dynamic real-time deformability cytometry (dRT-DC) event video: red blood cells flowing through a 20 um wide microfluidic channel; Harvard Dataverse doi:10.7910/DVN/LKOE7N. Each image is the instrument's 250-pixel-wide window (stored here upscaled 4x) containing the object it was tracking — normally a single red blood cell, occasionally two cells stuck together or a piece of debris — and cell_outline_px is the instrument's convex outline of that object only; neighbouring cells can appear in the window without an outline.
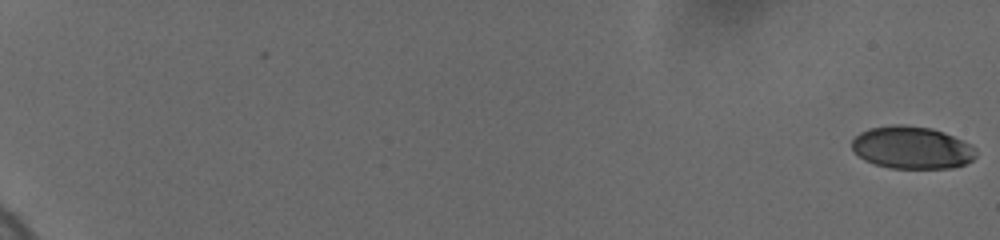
{"species": "human", "species_latin": "Homo sapiens", "temperature_condition": "cold", "stored_images_in_passage": 54, "camera_frame_rate_fps": 3000, "um_per_image_px": 0.085, "donor": {"sex": "female"}, "frame": {"image": 1, "passage_image": 1, "time_ms": 0.0, "image_size_px": [1000, 240], "cell_outline_px": [[976, 156], [972, 160], [964, 164], [952, 168], [888, 168], [864, 160], [852, 148], [852, 140], [860, 132], [868, 128], [892, 124], [904, 124], [932, 128], [944, 132], [972, 144], [976, 148]], "centroid_in_image_um": [77.53, 12.53], "position_along_channel_um": 7.5, "area_um2": 30.92}}
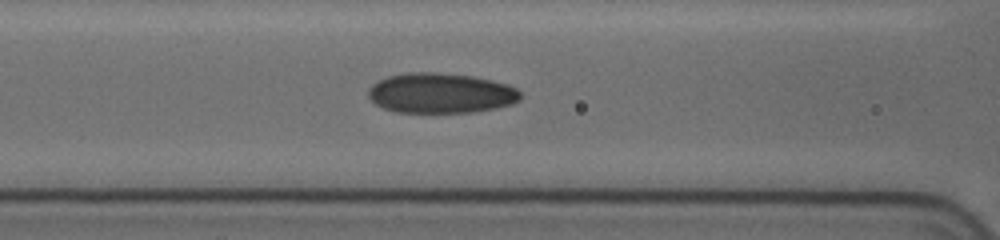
{"frame": {"image": 2, "passage_image": 47, "time_ms": 9.667, "image_size_px": [1000, 240], "cell_outline_px": [[520, 100], [512, 104], [496, 108], [472, 112], [396, 112], [384, 108], [376, 104], [368, 96], [368, 88], [372, 84], [388, 76], [408, 72], [432, 72], [472, 76], [492, 80], [508, 84], [516, 88], [520, 92]], "centroid_in_image_um": [37.47, 7.91], "position_along_channel_um": 129.1, "area_um2": 35.55}}
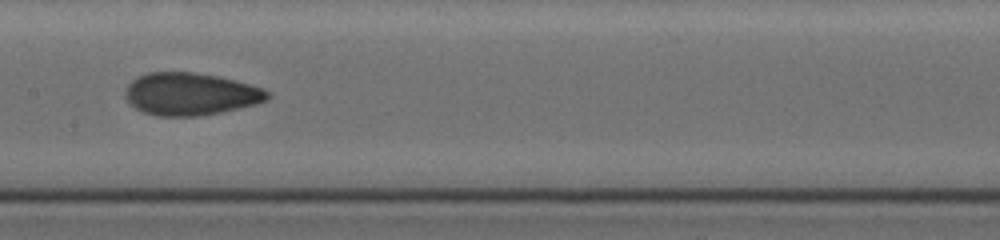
{"frame": {"image": 3, "passage_image": 53, "time_ms": 11.333, "image_size_px": [1000, 240], "cell_outline_px": [[268, 96], [264, 100], [256, 104], [220, 112], [200, 116], [156, 116], [144, 112], [136, 108], [124, 96], [124, 88], [136, 76], [148, 72], [196, 72], [220, 76], [264, 88], [268, 92]], "centroid_in_image_um": [16.15, 7.98], "position_along_channel_um": 191.3, "area_um2": 35.26}}